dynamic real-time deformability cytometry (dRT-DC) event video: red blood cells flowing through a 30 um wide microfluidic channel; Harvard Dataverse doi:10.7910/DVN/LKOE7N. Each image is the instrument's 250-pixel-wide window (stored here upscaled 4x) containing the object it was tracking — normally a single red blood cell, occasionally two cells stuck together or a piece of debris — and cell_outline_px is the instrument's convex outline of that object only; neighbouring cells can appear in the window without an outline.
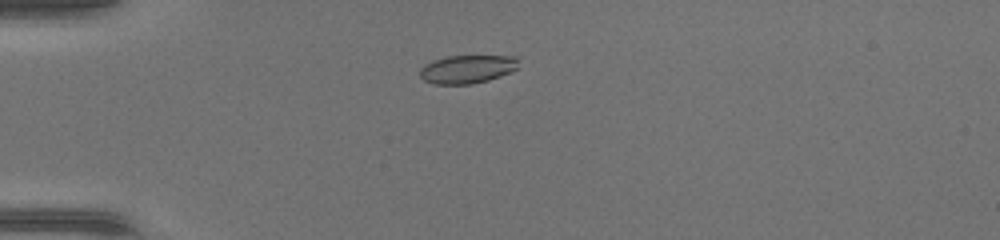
{"species": "common noctule bat (a hibernating species)", "species_latin": "Nyctalus noctula", "temperature_condition": "warm", "stored_images_in_passage": 45, "camera_frame_rate_fps": 3000, "um_per_image_px": 0.085, "animal": {"sex": "female", "body_mass_g": 17.0, "forearm_length_mm": 48.0}, "frame": {"image": 1, "passage_image": 10, "time_ms": 3.0, "image_size_px": [1000, 240], "cell_outline_px": [[520, 60], [516, 68], [500, 76], [488, 80], [472, 84], [432, 84], [424, 80], [420, 76], [420, 68], [424, 64], [432, 60], [448, 56], [516, 56]], "centroid_in_image_um": [39.69, 5.87], "position_along_channel_um": 45.3, "area_um2": 16.3}}
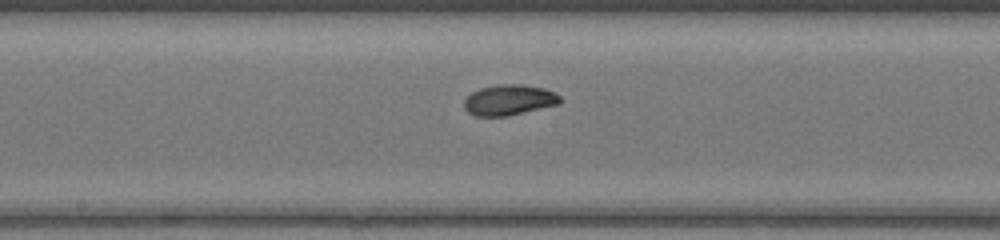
{"frame": {"image": 2, "passage_image": 23, "time_ms": 7.333, "image_size_px": [1000, 240], "cell_outline_px": [[564, 100], [560, 104], [508, 116], [476, 116], [468, 112], [464, 108], [464, 100], [472, 92], [480, 88], [500, 84], [520, 84], [544, 88], [560, 96]], "centroid_in_image_um": [43.29, 8.5], "position_along_channel_um": 204.9, "area_um2": 17.17}}
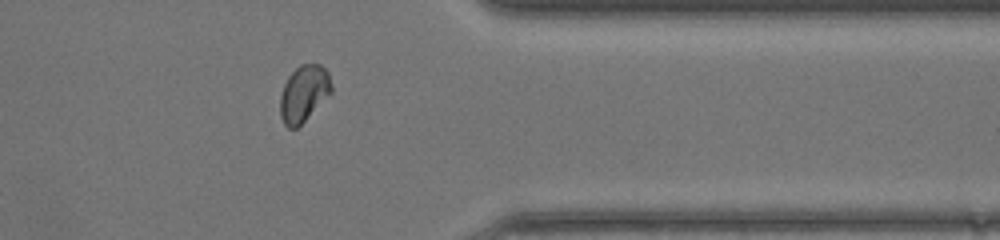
{"frame": {"image": 3, "passage_image": 36, "time_ms": 11.667, "image_size_px": [1000, 240], "cell_outline_px": [[332, 92], [296, 128], [288, 128], [284, 124], [280, 116], [280, 96], [284, 84], [288, 76], [300, 64], [320, 64], [328, 72], [332, 84]], "centroid_in_image_um": [25.82, 7.93], "position_along_channel_um": 385.6, "area_um2": 16.7}, "authors_computed_cell_mechanics": {"area_um2": 17.1088, "velocity_mm_per_s": 4.3768, "shape_relaxation_time_tau1_ms": 4.0411, "shape_relaxation_time_tau2_ms": 0.8419, "deformation_change_tau1": 0.1497, "deformation_change_tau2": 0.0448}}